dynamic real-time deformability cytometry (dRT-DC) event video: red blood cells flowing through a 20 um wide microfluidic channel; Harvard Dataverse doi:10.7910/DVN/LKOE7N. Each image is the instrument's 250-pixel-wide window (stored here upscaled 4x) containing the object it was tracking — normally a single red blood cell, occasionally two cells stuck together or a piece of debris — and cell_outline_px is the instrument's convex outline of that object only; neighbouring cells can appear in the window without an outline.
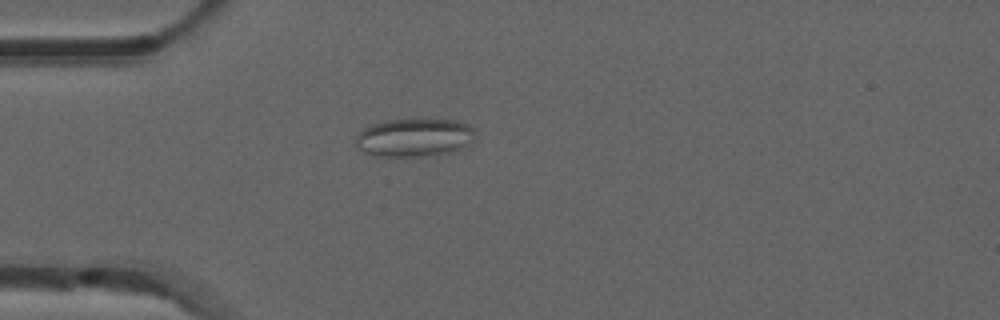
{"species": "common noctule bat (a hibernating species)", "species_latin": "Nyctalus noctula", "temperature_condition": "room temperature", "stored_images_in_passage": 3, "camera_frame_rate_fps": 3000, "um_per_image_px": 0.085, "animal": {"sex": "male", "forearm_length_mm": 52.5}, "frame": {"image": 1, "passage_image": 3, "time_ms": 0.667, "image_size_px": [1000, 320], "cell_outline_px": [[476, 132], [472, 140], [464, 148], [452, 152], [420, 156], [380, 156], [364, 152], [356, 144], [356, 136], [364, 128], [372, 124], [384, 120], [456, 120], [468, 124]], "centroid_in_image_um": [35.24, 11.69], "position_along_channel_um": 49.8, "area_um2": 26.41}}